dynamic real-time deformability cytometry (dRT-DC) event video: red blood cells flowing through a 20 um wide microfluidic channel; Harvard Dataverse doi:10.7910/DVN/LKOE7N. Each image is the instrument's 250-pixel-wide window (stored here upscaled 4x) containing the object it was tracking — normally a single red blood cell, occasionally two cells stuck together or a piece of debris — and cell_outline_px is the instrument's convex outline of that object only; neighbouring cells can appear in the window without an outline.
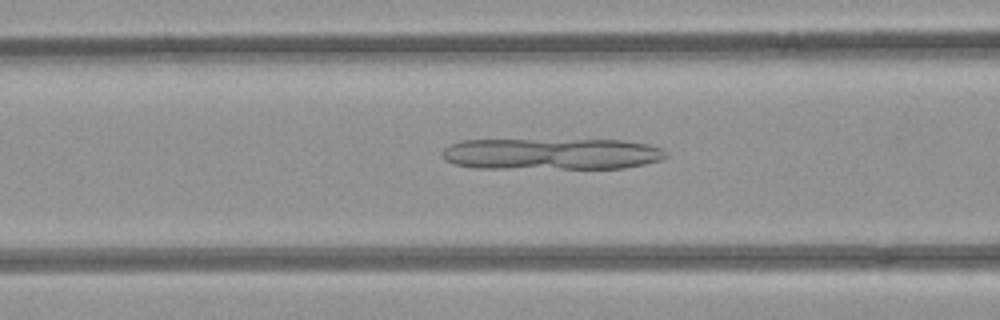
{"species": "common noctule bat (a hibernating species)", "species_latin": "Nyctalus noctula", "temperature_condition": "room temperature", "stored_images_in_passage": 51, "camera_frame_rate_fps": 3000, "um_per_image_px": 0.085, "animal": {"sex": "female", "body_mass_g": 21.9}, "frame": {"image": 1, "passage_image": 20, "time_ms": 6.333, "image_size_px": [1000, 320], "cell_outline_px": [[668, 156], [660, 160], [644, 164], [624, 168], [472, 168], [456, 164], [444, 160], [444, 148], [448, 144], [460, 140], [624, 140], [648, 144], [660, 148]], "centroid_in_image_um": [46.86, 13.08], "position_along_channel_um": 119.7, "area_um2": 41.1}}
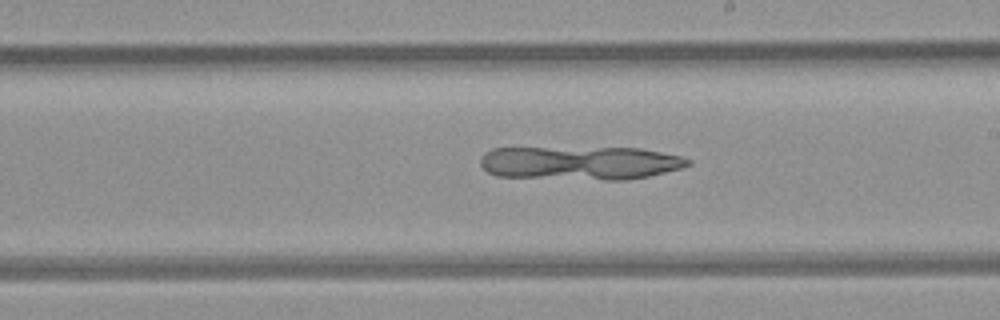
{"frame": {"image": 2, "passage_image": 29, "time_ms": 9.333, "image_size_px": [1000, 320], "cell_outline_px": [[692, 164], [684, 168], [648, 176], [628, 180], [604, 180], [496, 176], [488, 172], [480, 164], [480, 156], [484, 152], [492, 148], [640, 148], [680, 156], [692, 160]], "centroid_in_image_um": [49.32, 13.85], "position_along_channel_um": 239.7, "area_um2": 40.92}}
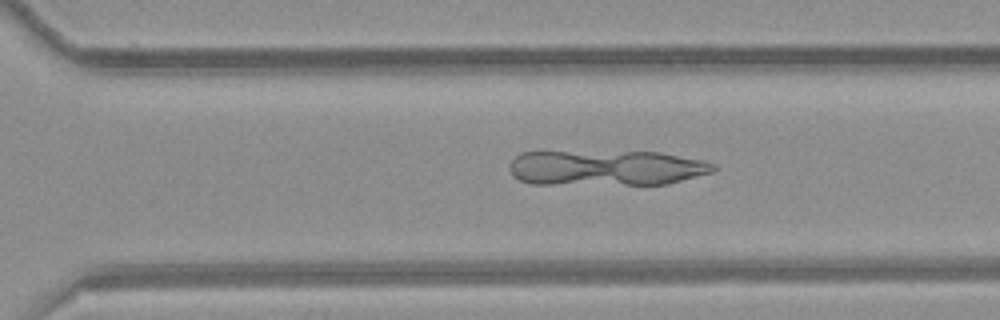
{"frame": {"image": 3, "passage_image": 35, "time_ms": 11.333, "image_size_px": [1000, 320], "cell_outline_px": [[716, 168], [712, 172], [668, 184], [528, 184], [512, 176], [508, 168], [508, 164], [520, 152], [660, 152], [704, 160], [716, 164]], "centroid_in_image_um": [51.5, 14.27], "position_along_channel_um": 319.1, "area_um2": 42.31}}